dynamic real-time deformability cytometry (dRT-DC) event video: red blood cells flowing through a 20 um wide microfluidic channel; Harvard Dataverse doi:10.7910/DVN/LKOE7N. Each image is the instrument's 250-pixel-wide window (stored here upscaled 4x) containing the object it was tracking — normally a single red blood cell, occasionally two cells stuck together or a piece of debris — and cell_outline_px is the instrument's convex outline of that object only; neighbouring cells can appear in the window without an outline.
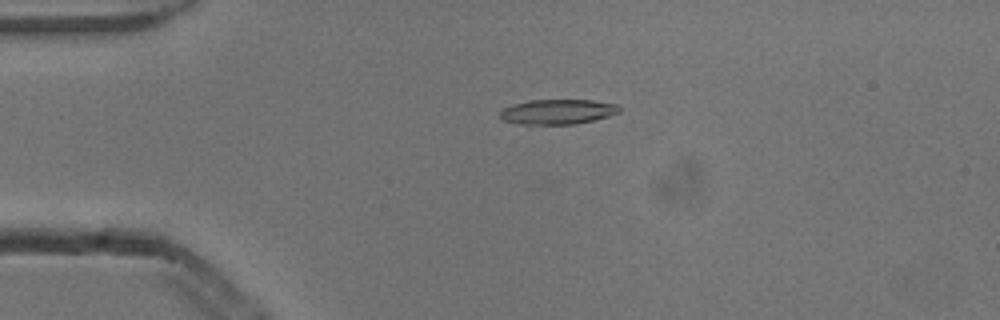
{"species": "common noctule bat (a hibernating species)", "species_latin": "Nyctalus noctula", "temperature_condition": "cold", "stored_images_in_passage": 5, "camera_frame_rate_fps": 3000, "um_per_image_px": 0.085, "animal": {"sex": "male", "body_mass_g": 13.3}, "frame": {"image": 1, "passage_image": 4, "time_ms": 1.0, "image_size_px": [1000, 320], "cell_outline_px": [[620, 112], [608, 116], [592, 120], [572, 124], [520, 124], [504, 120], [500, 116], [500, 112], [504, 108], [512, 104], [528, 100], [592, 100], [616, 104], [620, 108]], "centroid_in_image_um": [47.39, 9.49], "position_along_channel_um": 37.6, "area_um2": 17.17}}